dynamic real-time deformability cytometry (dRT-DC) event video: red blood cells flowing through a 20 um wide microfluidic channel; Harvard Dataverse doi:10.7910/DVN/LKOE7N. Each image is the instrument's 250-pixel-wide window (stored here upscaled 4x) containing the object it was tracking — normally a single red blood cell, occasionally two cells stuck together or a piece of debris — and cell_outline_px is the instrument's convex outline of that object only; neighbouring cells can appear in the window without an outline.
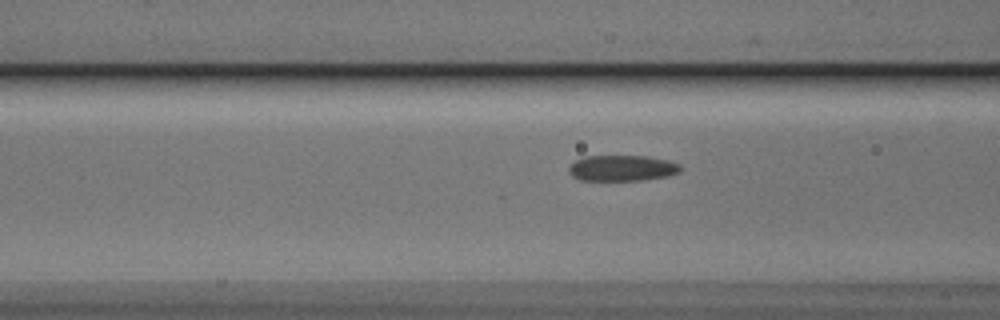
{"species": "Egyptian fruit bat (a non-hibernating species)", "species_latin": "Rousettus aegyptiacus", "temperature_condition": "cold", "stored_images_in_passage": 21, "camera_frame_rate_fps": 3000, "um_per_image_px": 0.085, "animal": {"sex": "male"}, "frame": {"image": 1, "passage_image": 18, "time_ms": 5.667, "image_size_px": [1000, 320], "cell_outline_px": [[680, 172], [668, 176], [640, 180], [580, 180], [572, 176], [568, 172], [568, 168], [576, 160], [584, 156], [648, 156], [668, 160], [680, 164]], "centroid_in_image_um": [52.87, 14.28], "position_along_channel_um": 113.7, "area_um2": 16.82}}